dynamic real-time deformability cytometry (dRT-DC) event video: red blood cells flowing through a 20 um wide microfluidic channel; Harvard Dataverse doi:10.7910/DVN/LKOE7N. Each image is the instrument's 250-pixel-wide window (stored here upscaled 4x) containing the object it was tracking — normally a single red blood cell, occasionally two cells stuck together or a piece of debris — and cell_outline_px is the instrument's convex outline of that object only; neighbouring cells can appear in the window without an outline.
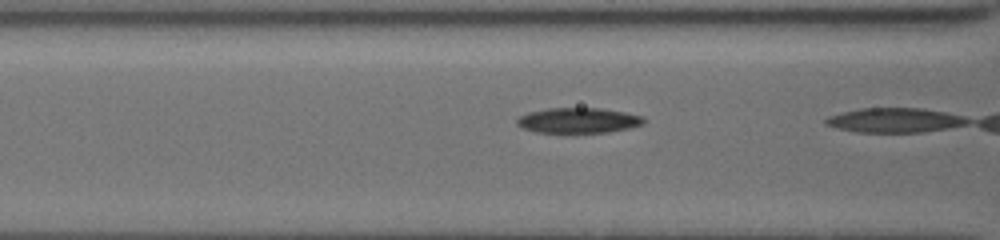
{"species": "common noctule bat (a hibernating species)", "species_latin": "Nyctalus noctula", "temperature_condition": "cold", "stored_images_in_passage": 21, "camera_frame_rate_fps": 3000, "um_per_image_px": 0.085, "animal": {"sex": "female", "body_mass_g": 19.5, "forearm_length_mm": 54.1}, "frame": {"image": 1, "passage_image": 20, "time_ms": 6.333, "image_size_px": [1000, 240], "cell_outline_px": [[644, 124], [628, 128], [608, 132], [536, 132], [524, 128], [516, 124], [516, 120], [520, 116], [528, 112], [548, 108], [600, 108], [624, 112], [644, 116]], "centroid_in_image_um": [49.16, 10.22], "position_along_channel_um": 117.4, "area_um2": 18.55}}